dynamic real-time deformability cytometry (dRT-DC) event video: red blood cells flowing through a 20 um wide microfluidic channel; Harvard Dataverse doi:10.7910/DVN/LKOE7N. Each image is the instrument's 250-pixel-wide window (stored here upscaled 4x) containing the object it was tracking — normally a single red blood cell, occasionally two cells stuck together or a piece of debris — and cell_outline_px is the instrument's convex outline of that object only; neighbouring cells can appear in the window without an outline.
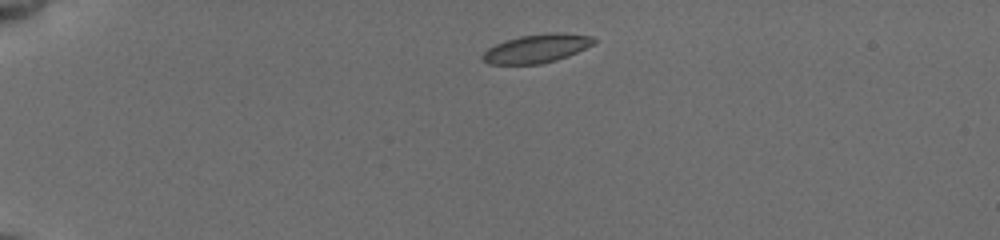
{"species": "common noctule bat (a hibernating species)", "species_latin": "Nyctalus noctula", "temperature_condition": "cold", "stored_images_in_passage": 8, "camera_frame_rate_fps": 3000, "um_per_image_px": 0.085, "animal": {"sex": "female", "body_mass_g": 19.5, "forearm_length_mm": 54.1}, "frame": {"image": 1, "passage_image": 1, "time_ms": 0.0, "image_size_px": [1000, 240], "cell_outline_px": [[596, 44], [568, 56], [556, 60], [540, 64], [488, 64], [480, 56], [488, 48], [496, 44], [520, 36], [548, 32], [560, 32], [592, 36], [596, 40]], "centroid_in_image_um": [45.66, 4.12], "position_along_channel_um": 39.3, "area_um2": 18.61}}
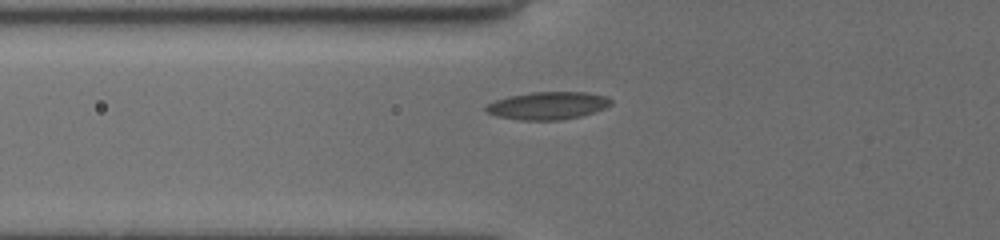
{"frame": {"image": 2, "passage_image": 6, "time_ms": 2.667, "image_size_px": [1000, 240], "cell_outline_px": [[612, 104], [604, 108], [580, 116], [560, 120], [520, 120], [496, 116], [488, 112], [484, 108], [488, 104], [496, 100], [508, 96], [532, 92], [588, 92], [608, 96], [612, 100]], "centroid_in_image_um": [46.58, 8.97], "position_along_channel_um": 79.2, "area_um2": 20.11}}